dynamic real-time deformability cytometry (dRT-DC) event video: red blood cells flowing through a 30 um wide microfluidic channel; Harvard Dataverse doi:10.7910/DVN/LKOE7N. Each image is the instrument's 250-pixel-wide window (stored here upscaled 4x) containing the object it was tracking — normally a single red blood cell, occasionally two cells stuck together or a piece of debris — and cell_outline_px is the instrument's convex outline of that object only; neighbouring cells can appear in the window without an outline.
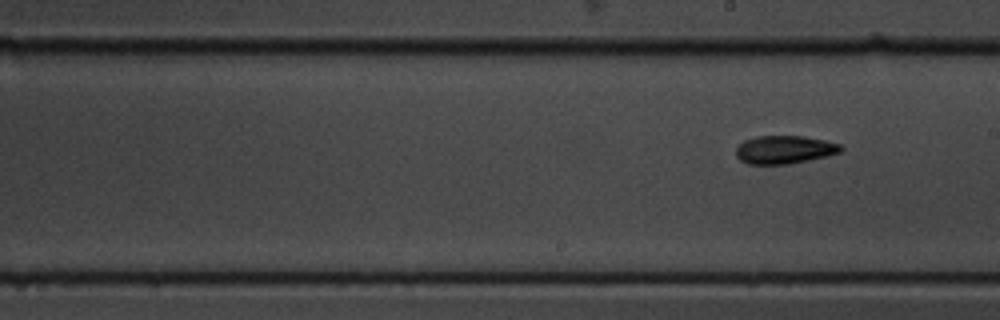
{"species": "common noctule bat (a hibernating species)", "species_latin": "Nyctalus noctula", "temperature_condition": "cold", "stored_images_in_passage": 10, "segment_of_instrument_passage": [2, 2], "camera_frame_rate_fps": 3000, "um_per_image_px": 0.085, "animal": {"sex": "male", "body_mass_g": 19.5, "forearm_length_mm": 54.6}, "frame": {"image": 1, "passage_image": 10, "time_ms": 3.0, "image_size_px": [1000, 320], "cell_outline_px": [[844, 148], [840, 152], [824, 156], [788, 164], [748, 164], [740, 160], [736, 156], [736, 148], [744, 140], [756, 136], [804, 136], [824, 140], [840, 144]], "centroid_in_image_um": [66.65, 12.71], "position_along_channel_um": 222.4, "area_um2": 17.05}}